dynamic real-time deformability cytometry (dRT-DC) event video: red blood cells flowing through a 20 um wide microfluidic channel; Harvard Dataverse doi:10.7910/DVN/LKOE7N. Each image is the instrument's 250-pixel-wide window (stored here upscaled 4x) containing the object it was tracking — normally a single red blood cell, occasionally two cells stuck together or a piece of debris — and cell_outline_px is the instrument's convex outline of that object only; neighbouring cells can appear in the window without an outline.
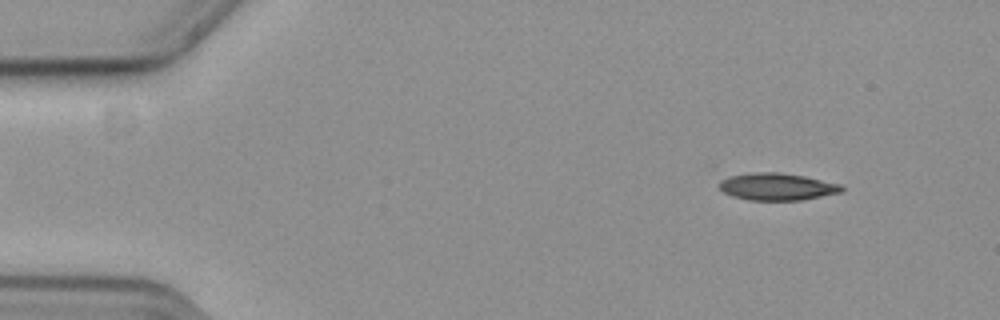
{"species": "common noctule bat (a hibernating species)", "species_latin": "Nyctalus noctula", "temperature_condition": "cold", "stored_images_in_passage": 56, "camera_frame_rate_fps": 3000, "um_per_image_px": 0.085, "animal": {"sex": "female", "body_mass_g": 19.3, "forearm_length_mm": 54.1}, "frame": {"image": 1, "passage_image": 6, "time_ms": 1.667, "image_size_px": [1000, 320], "cell_outline_px": [[844, 188], [840, 192], [800, 200], [748, 200], [732, 196], [724, 192], [720, 188], [720, 180], [728, 176], [752, 172], [780, 172], [804, 176], [844, 184]], "centroid_in_image_um": [66.05, 15.85], "position_along_channel_um": 18.9, "area_um2": 19.42}}
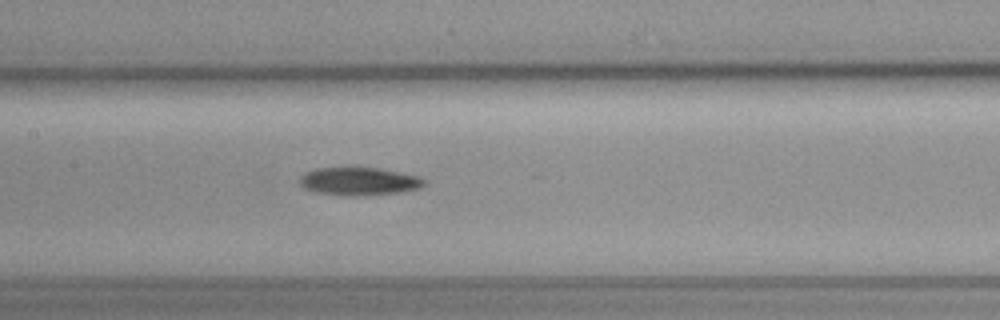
{"frame": {"image": 2, "passage_image": 27, "time_ms": 8.667, "image_size_px": [1000, 320], "cell_outline_px": [[428, 180], [420, 188], [400, 192], [352, 196], [316, 192], [304, 188], [300, 184], [300, 176], [304, 172], [316, 168], [352, 164], [380, 168], [420, 176]], "centroid_in_image_um": [30.5, 15.35], "position_along_channel_um": 176.9, "area_um2": 21.15}}
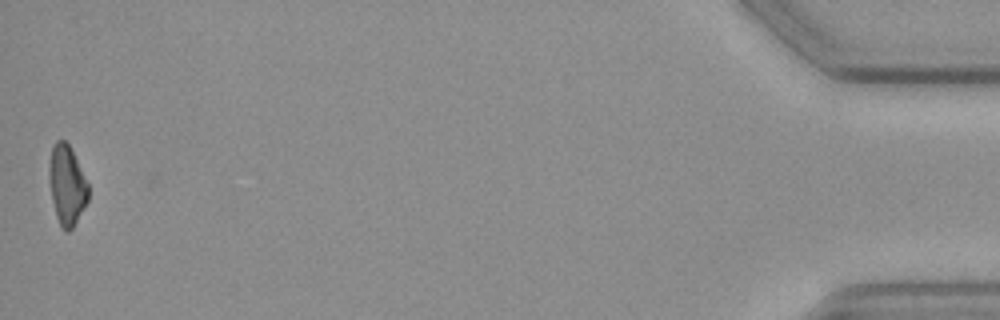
{"frame": {"image": 3, "passage_image": 56, "time_ms": 18.333, "image_size_px": [1000, 320], "cell_outline_px": [[88, 200], [72, 228], [68, 232], [64, 232], [60, 228], [56, 216], [52, 200], [48, 176], [48, 168], [52, 144], [56, 140], [64, 140], [68, 144], [88, 184]], "centroid_in_image_um": [5.65, 15.75], "position_along_channel_um": 429.6, "area_um2": 18.09}}